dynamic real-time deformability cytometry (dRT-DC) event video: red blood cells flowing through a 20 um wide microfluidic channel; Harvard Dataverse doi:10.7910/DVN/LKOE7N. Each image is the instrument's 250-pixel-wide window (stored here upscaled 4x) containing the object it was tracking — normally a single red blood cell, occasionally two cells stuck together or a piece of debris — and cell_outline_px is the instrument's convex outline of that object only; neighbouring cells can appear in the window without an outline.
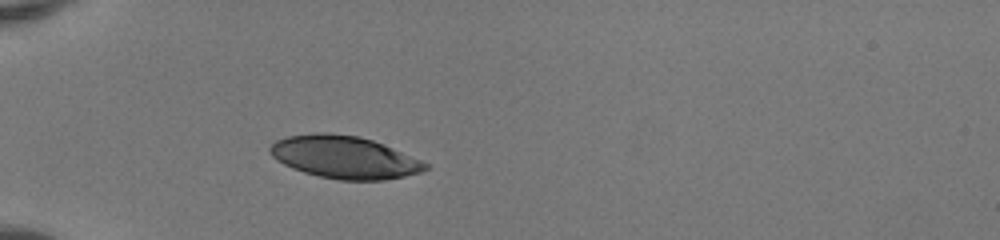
{"species": "human", "species_latin": "Homo sapiens", "temperature_condition": "room temperature", "stored_images_in_passage": 35, "camera_frame_rate_fps": 3000, "um_per_image_px": 0.085, "donor": {"sex": "female"}, "frame": {"image": 1, "passage_image": 1, "time_ms": 0.0, "image_size_px": [1000, 240], "cell_outline_px": [[428, 168], [420, 172], [404, 176], [384, 180], [340, 180], [320, 176], [304, 172], [292, 168], [276, 160], [268, 152], [268, 148], [276, 140], [288, 136], [316, 132], [328, 132], [360, 136], [384, 144], [420, 160], [428, 164]], "centroid_in_image_um": [29.23, 13.35], "position_along_channel_um": 55.8, "area_um2": 38.44}}
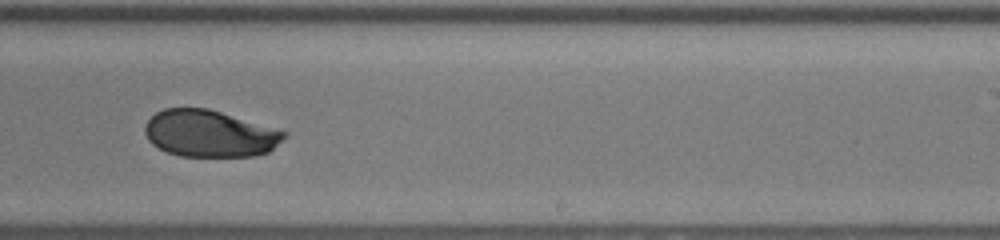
{"frame": {"image": 2, "passage_image": 18, "time_ms": 5.667, "image_size_px": [1000, 240], "cell_outline_px": [[288, 136], [268, 152], [256, 156], [180, 156], [168, 152], [152, 144], [148, 140], [144, 132], [144, 124], [156, 112], [164, 108], [208, 108], [288, 132]], "centroid_in_image_um": [17.82, 11.35], "position_along_channel_um": 271.2, "area_um2": 38.03}}
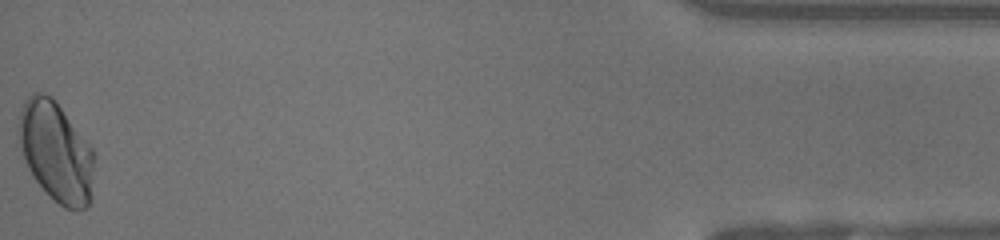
{"frame": {"image": 3, "passage_image": 35, "time_ms": 11.333, "image_size_px": [1000, 240], "cell_outline_px": [[96, 156], [92, 200], [88, 208], [64, 208], [36, 180], [28, 168], [24, 160], [16, 132], [20, 112], [24, 100], [32, 92], [40, 92], [52, 96], [56, 100], [92, 148]], "centroid_in_image_um": [4.78, 12.87], "position_along_channel_um": 430.4, "area_um2": 44.51}, "authors_computed_cell_mechanics": {"area_um2": 39.2462, "velocity_mm_per_s": 4.1565, "shape_relaxation_time_tau1_ms": 8.3071, "shape_relaxation_time_tau2_ms": 0.9405, "deformation_change_tau1": 0.2193, "deformation_change_tau2": 0.0298}}